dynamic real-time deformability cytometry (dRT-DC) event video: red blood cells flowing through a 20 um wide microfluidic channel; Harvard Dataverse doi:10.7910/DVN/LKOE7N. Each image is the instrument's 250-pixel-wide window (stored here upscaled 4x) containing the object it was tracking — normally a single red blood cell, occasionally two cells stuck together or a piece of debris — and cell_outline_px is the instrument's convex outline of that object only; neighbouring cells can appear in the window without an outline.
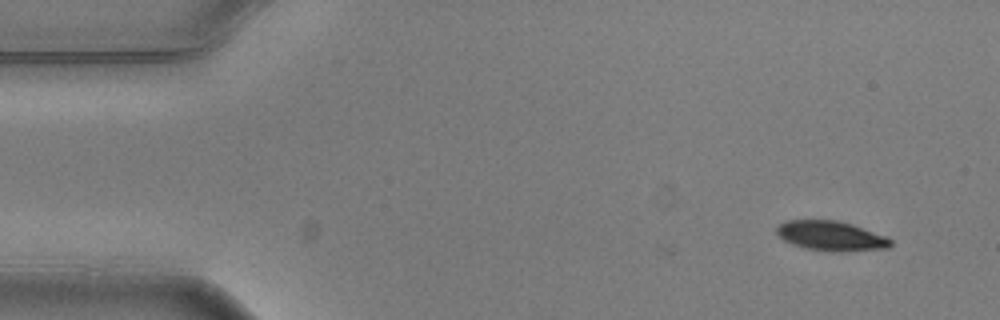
{"species": "common noctule bat (a hibernating species)", "species_latin": "Nyctalus noctula", "temperature_condition": "warm", "stored_images_in_passage": 4, "camera_frame_rate_fps": 3000, "um_per_image_px": 0.085, "animal": {"sex": "male", "body_mass_g": 20.5, "forearm_length_mm": 52.5}, "frame": {"image": 1, "passage_image": 1, "time_ms": 0.0, "image_size_px": [1000, 320], "cell_outline_px": [[892, 244], [888, 248], [840, 252], [808, 248], [792, 244], [784, 240], [776, 232], [776, 228], [784, 220], [836, 220], [852, 224], [888, 236], [892, 240]], "centroid_in_image_um": [70.67, 20.04], "position_along_channel_um": 14.3, "area_um2": 19.71}}
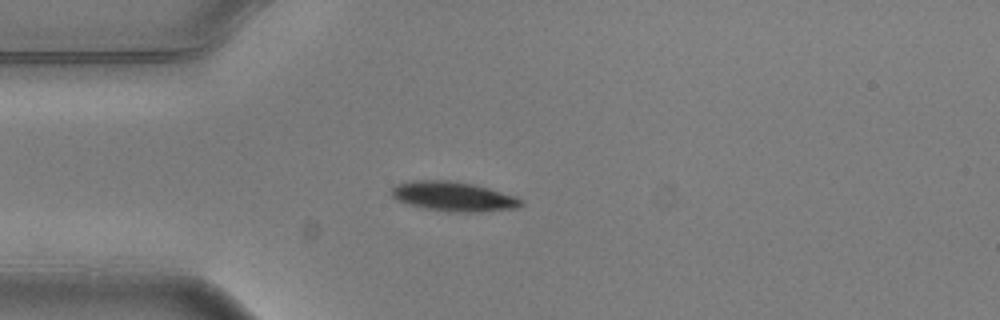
{"frame": {"image": 2, "passage_image": 4, "time_ms": 1.0, "image_size_px": [1000, 320], "cell_outline_px": [[524, 204], [516, 208], [476, 212], [456, 212], [424, 208], [408, 204], [396, 200], [392, 196], [392, 188], [396, 184], [412, 180], [448, 180], [472, 184], [488, 188], [516, 196], [524, 200]], "centroid_in_image_um": [38.54, 16.69], "position_along_channel_um": 46.5, "area_um2": 22.25}}